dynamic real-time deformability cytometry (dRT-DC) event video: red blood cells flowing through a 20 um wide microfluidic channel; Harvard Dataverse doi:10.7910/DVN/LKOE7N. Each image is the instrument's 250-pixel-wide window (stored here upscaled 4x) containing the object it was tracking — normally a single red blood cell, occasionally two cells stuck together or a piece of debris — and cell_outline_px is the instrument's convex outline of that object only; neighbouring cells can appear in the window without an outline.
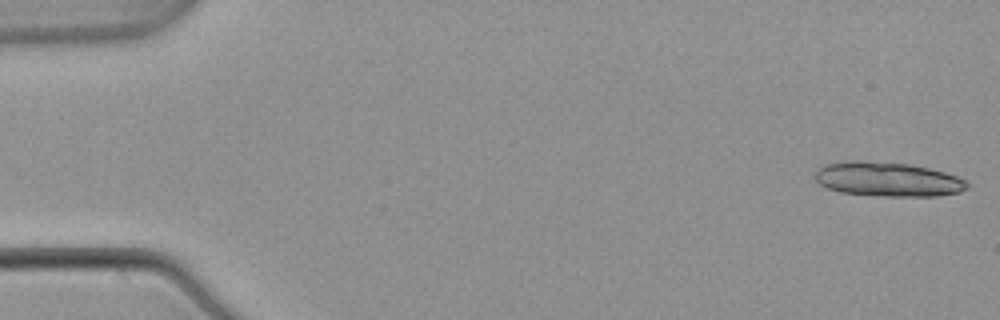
{"species": "common noctule bat (a hibernating species)", "species_latin": "Nyctalus noctula", "temperature_condition": "warm", "stored_images_in_passage": 13, "camera_frame_rate_fps": 3000, "um_per_image_px": 0.085, "animal": {"sex": "male", "body_mass_g": 21.5, "forearm_length_mm": 52.0}, "frame": {"image": 1, "passage_image": 1, "time_ms": 0.0, "image_size_px": [1000, 320], "cell_outline_px": [[968, 188], [960, 192], [936, 196], [888, 196], [840, 192], [828, 188], [820, 184], [816, 180], [816, 168], [824, 164], [852, 160], [856, 160], [912, 164], [944, 172], [956, 176], [964, 180], [968, 184]], "centroid_in_image_um": [75.45, 15.23], "position_along_channel_um": 9.6, "area_um2": 30.35}}